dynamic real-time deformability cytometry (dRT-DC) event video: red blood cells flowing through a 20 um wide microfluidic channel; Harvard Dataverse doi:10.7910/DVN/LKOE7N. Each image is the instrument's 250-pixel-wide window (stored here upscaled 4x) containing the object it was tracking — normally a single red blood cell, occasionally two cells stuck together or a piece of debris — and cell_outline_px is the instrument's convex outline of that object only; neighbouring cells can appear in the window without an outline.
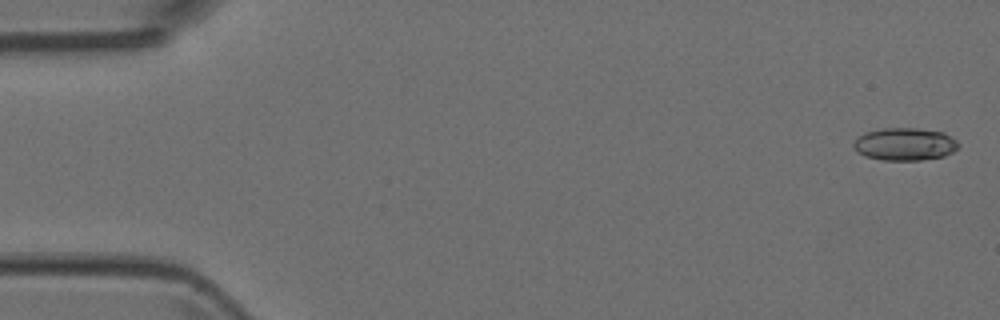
{"species": "Egyptian fruit bat (a non-hibernating species)", "species_latin": "Rousettus aegyptiacus", "temperature_condition": "room temperature", "stored_images_in_passage": 5, "camera_frame_rate_fps": 3000, "um_per_image_px": 0.085, "animal": {"sex": "female"}, "frame": {"image": 1, "passage_image": 1, "time_ms": 0.0, "image_size_px": [1000, 320], "cell_outline_px": [[960, 144], [952, 152], [944, 156], [920, 160], [880, 160], [864, 156], [856, 152], [852, 148], [852, 144], [856, 136], [864, 132], [884, 128], [916, 128], [944, 132], [956, 140]], "centroid_in_image_um": [76.84, 12.25], "position_along_channel_um": 8.2, "area_um2": 20.23}}
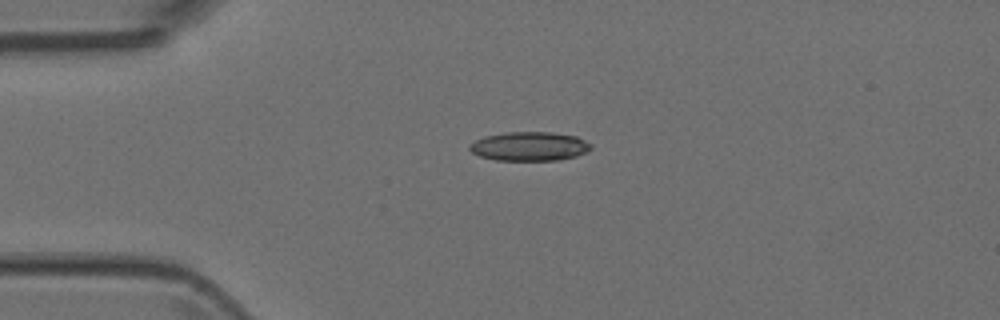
{"frame": {"image": 2, "passage_image": 4, "time_ms": 1.0, "image_size_px": [1000, 320], "cell_outline_px": [[592, 148], [588, 152], [576, 156], [560, 160], [496, 160], [480, 156], [472, 152], [468, 148], [468, 144], [484, 136], [508, 132], [552, 132], [576, 136], [592, 144]], "centroid_in_image_um": [45.02, 12.44], "position_along_channel_um": 40.0, "area_um2": 20.63}}